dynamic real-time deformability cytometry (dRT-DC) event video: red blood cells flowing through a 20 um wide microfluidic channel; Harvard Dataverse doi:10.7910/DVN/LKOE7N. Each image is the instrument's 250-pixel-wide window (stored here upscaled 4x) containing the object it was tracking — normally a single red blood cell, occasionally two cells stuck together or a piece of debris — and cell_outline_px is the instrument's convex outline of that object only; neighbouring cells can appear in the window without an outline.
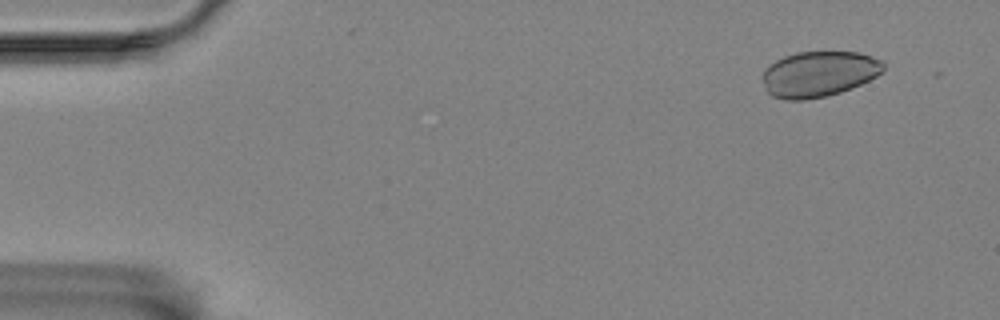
{"species": "Egyptian fruit bat (a non-hibernating species)", "species_latin": "Rousettus aegyptiacus", "temperature_condition": "room temperature", "stored_images_in_passage": 20, "camera_frame_rate_fps": 3000, "um_per_image_px": 0.085, "animal": {"sex": "female"}, "frame": {"image": 1, "passage_image": 5, "time_ms": 1.333, "image_size_px": [1000, 320], "cell_outline_px": [[884, 68], [876, 76], [860, 84], [840, 92], [824, 96], [804, 100], [784, 100], [772, 96], [768, 92], [760, 76], [764, 68], [768, 64], [784, 56], [796, 52], [860, 52], [880, 60], [884, 64]], "centroid_in_image_um": [69.53, 6.28], "position_along_channel_um": 15.5, "area_um2": 32.14}}